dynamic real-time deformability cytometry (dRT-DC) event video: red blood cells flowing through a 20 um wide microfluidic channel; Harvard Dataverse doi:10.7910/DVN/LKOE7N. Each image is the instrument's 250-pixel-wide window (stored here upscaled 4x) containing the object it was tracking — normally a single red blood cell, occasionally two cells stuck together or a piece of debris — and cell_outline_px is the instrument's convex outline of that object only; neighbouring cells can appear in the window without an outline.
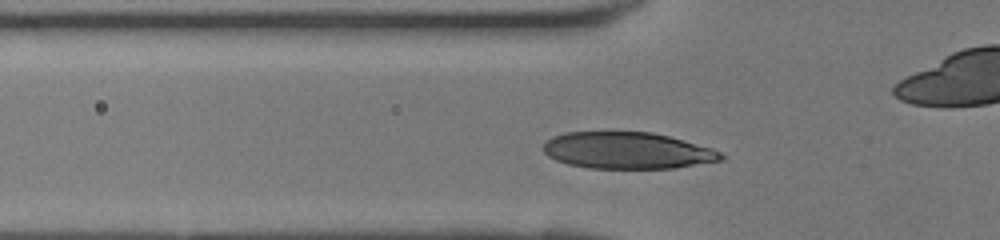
{"species": "human", "species_latin": "Homo sapiens", "temperature_condition": "room temperature", "stored_images_in_passage": 28, "camera_frame_rate_fps": 3000, "um_per_image_px": 0.085, "donor": {"sex": "female"}, "frame": {"image": 1, "passage_image": 6, "time_ms": 1.667, "image_size_px": [1000, 240], "cell_outline_px": [[728, 156], [724, 160], [672, 168], [588, 168], [568, 164], [556, 160], [548, 156], [544, 152], [544, 140], [552, 136], [564, 132], [652, 132], [668, 136], [712, 148]], "centroid_in_image_um": [53.32, 12.79], "position_along_channel_um": 72.5, "area_um2": 38.03}}
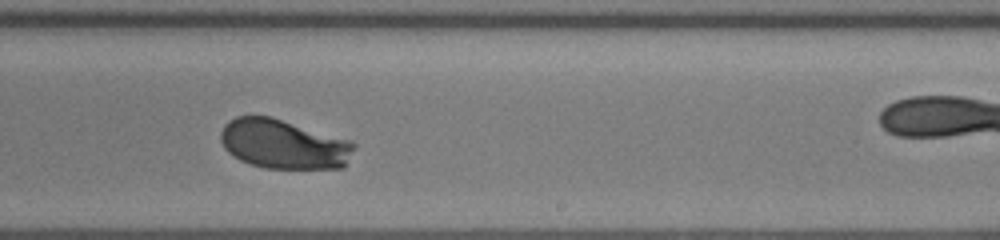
{"frame": {"image": 2, "passage_image": 18, "time_ms": 5.667, "image_size_px": [1000, 240], "cell_outline_px": [[356, 144], [344, 168], [264, 168], [240, 160], [232, 156], [224, 148], [220, 140], [220, 132], [224, 124], [228, 120], [236, 116], [272, 116], [348, 140]], "centroid_in_image_um": [24.06, 12.24], "position_along_channel_um": 264.9, "area_um2": 38.44}}
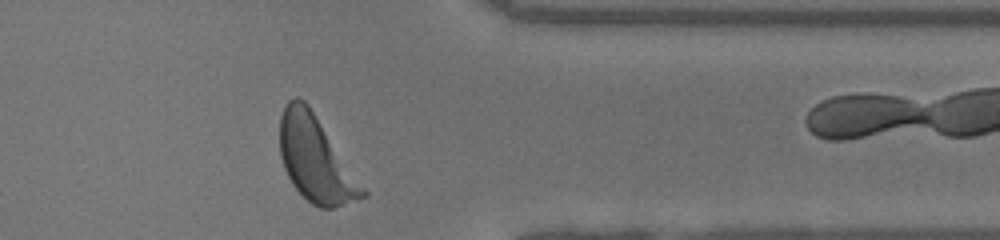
{"frame": {"image": 3, "passage_image": 26, "time_ms": 8.333, "image_size_px": [1000, 240], "cell_outline_px": [[368, 196], [332, 208], [320, 208], [312, 204], [292, 184], [284, 168], [280, 156], [280, 116], [288, 100], [296, 96], [304, 100], [308, 104], [368, 192]], "centroid_in_image_um": [26.82, 13.53], "position_along_channel_um": 384.6, "area_um2": 40.69}}